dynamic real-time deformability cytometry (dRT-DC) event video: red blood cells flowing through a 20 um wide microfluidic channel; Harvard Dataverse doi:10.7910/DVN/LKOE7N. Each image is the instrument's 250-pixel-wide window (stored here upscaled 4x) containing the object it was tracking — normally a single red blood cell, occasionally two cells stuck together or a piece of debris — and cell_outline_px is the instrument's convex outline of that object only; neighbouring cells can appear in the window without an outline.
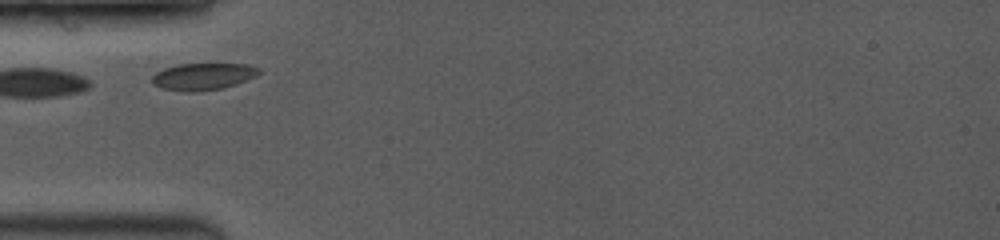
{"species": "common noctule bat (a hibernating species)", "species_latin": "Nyctalus noctula", "temperature_condition": "room temperature", "stored_images_in_passage": 5, "camera_frame_rate_fps": 3500, "um_per_image_px": 0.085, "animal": {"sex": "female", "body_mass_g": 19.0, "forearm_length_mm": 53.3}, "frame": {"image": 1, "passage_image": 1, "time_ms": 0.0, "image_size_px": [1000, 240], "cell_outline_px": [[260, 72], [236, 84], [220, 88], [196, 92], [184, 92], [164, 88], [152, 84], [152, 76], [156, 72], [164, 68], [180, 64], [248, 64], [260, 68]], "centroid_in_image_um": [17.21, 6.5], "position_along_channel_um": 67.8, "area_um2": 16.53}}